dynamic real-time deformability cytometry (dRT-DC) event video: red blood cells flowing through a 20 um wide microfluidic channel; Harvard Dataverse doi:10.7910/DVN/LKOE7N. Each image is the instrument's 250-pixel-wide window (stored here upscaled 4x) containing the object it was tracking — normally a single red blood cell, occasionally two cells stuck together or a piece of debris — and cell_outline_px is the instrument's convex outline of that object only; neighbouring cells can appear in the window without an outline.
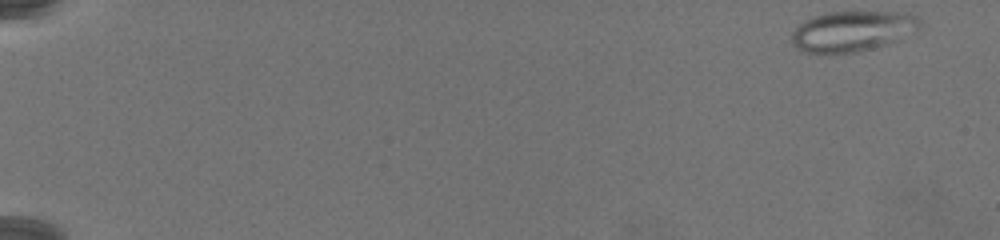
{"species": "common noctule bat (a hibernating species)", "species_latin": "Nyctalus noctula", "temperature_condition": "warm", "stored_images_in_passage": 76, "camera_frame_rate_fps": 3000, "um_per_image_px": 0.085, "animal": {"sex": "female", "body_mass_g": 19.5, "forearm_length_mm": 54.1}, "frame": {"image": 1, "passage_image": 1, "time_ms": 0.0, "image_size_px": [1000, 240], "cell_outline_px": [[928, 24], [916, 32], [900, 40], [872, 48], [852, 52], [804, 52], [796, 48], [792, 44], [792, 32], [800, 24], [816, 16], [828, 12], [908, 12], [920, 16]], "centroid_in_image_um": [72.62, 2.62], "position_along_channel_um": 12.4, "area_um2": 30.52}}
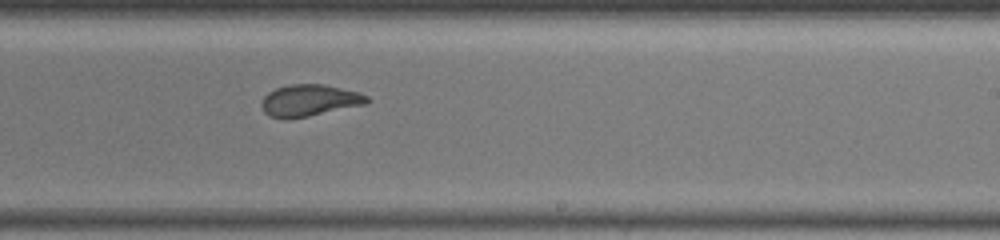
{"frame": {"image": 2, "passage_image": 49, "time_ms": 16.0, "image_size_px": [1000, 240], "cell_outline_px": [[372, 100], [368, 104], [288, 120], [280, 120], [268, 116], [264, 112], [260, 104], [264, 96], [268, 92], [276, 88], [292, 84], [324, 84], [356, 92], [368, 96]], "centroid_in_image_um": [26.27, 8.56], "position_along_channel_um": 262.7, "area_um2": 19.77}}
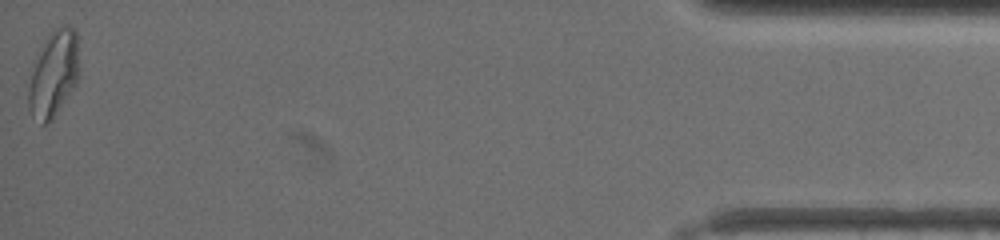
{"frame": {"image": 3, "passage_image": 76, "time_ms": 25.0, "image_size_px": [1000, 240], "cell_outline_px": [[80, 72], [76, 84], [56, 112], [44, 124], [28, 108], [28, 92], [32, 72], [44, 44], [48, 36], [56, 28], [64, 24], [68, 24], [76, 28]], "centroid_in_image_um": [4.63, 6.19], "position_along_channel_um": 430.6, "area_um2": 24.51}}